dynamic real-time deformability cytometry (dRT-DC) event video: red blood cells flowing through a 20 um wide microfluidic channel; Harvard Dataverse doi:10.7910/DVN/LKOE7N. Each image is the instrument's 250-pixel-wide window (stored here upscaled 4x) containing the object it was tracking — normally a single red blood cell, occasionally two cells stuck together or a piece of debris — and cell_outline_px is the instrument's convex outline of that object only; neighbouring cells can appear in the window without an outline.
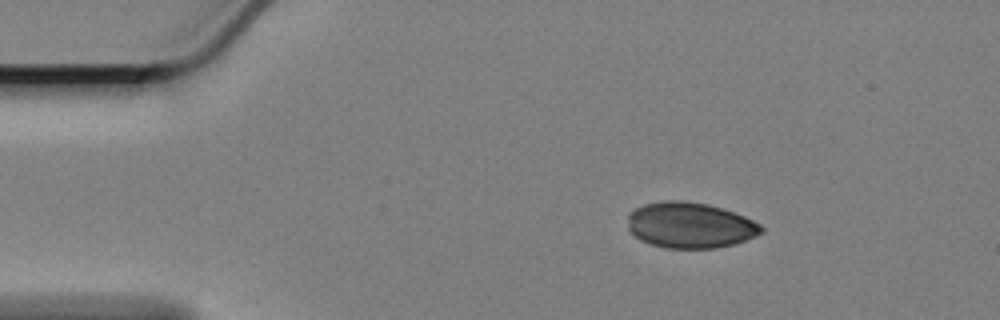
{"species": "Egyptian fruit bat (a non-hibernating species)", "species_latin": "Rousettus aegyptiacus", "temperature_condition": "cold", "stored_images_in_passage": 51, "camera_frame_rate_fps": 3000, "um_per_image_px": 0.085, "animal": {"sex": "female"}, "frame": {"image": 1, "passage_image": 1, "time_ms": 0.0, "image_size_px": [1000, 320], "cell_outline_px": [[764, 232], [756, 236], [736, 244], [716, 248], [664, 248], [640, 240], [628, 228], [628, 212], [644, 204], [664, 200], [680, 200], [708, 204], [744, 216], [760, 224], [764, 228]], "centroid_in_image_um": [58.66, 19.15], "position_along_channel_um": 26.3, "area_um2": 35.72}}
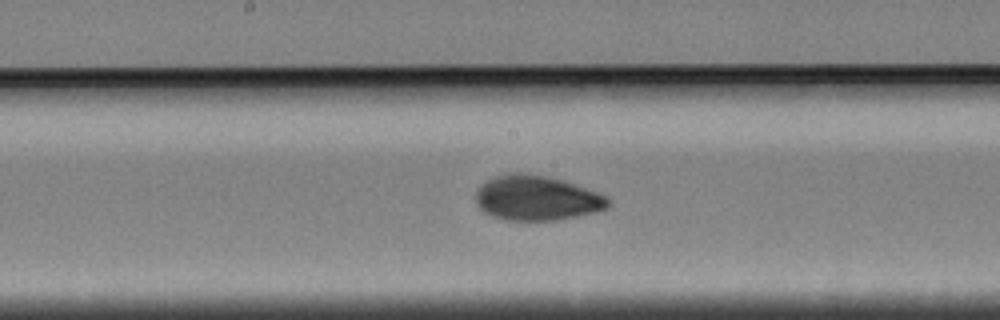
{"frame": {"image": 2, "passage_image": 22, "time_ms": 7.0, "image_size_px": [1000, 320], "cell_outline_px": [[612, 204], [608, 208], [600, 212], [556, 220], [504, 220], [492, 216], [484, 212], [476, 204], [476, 192], [480, 184], [484, 180], [492, 176], [508, 172], [528, 172], [564, 180], [608, 196]], "centroid_in_image_um": [45.62, 16.82], "position_along_channel_um": 202.6, "area_um2": 35.43}}
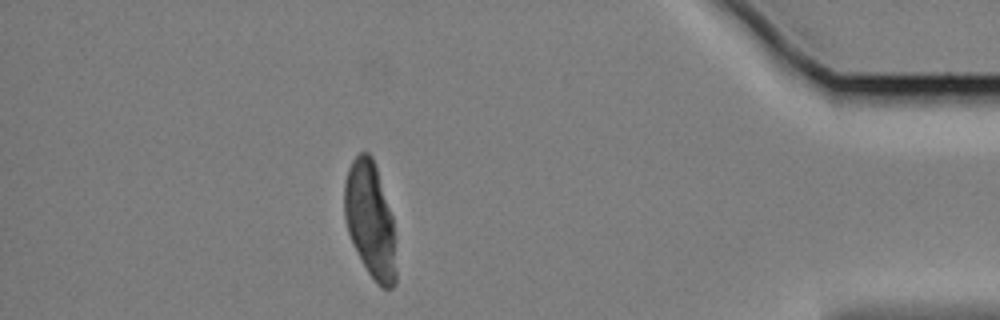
{"frame": {"image": 3, "passage_image": 44, "time_ms": 14.333, "image_size_px": [1000, 320], "cell_outline_px": [[396, 284], [392, 288], [380, 288], [376, 284], [368, 272], [352, 244], [344, 220], [344, 184], [348, 168], [352, 160], [360, 152], [368, 152], [372, 156], [376, 164], [392, 216], [396, 272]], "centroid_in_image_um": [31.45, 18.7], "position_along_channel_um": 403.7, "area_um2": 35.08}}